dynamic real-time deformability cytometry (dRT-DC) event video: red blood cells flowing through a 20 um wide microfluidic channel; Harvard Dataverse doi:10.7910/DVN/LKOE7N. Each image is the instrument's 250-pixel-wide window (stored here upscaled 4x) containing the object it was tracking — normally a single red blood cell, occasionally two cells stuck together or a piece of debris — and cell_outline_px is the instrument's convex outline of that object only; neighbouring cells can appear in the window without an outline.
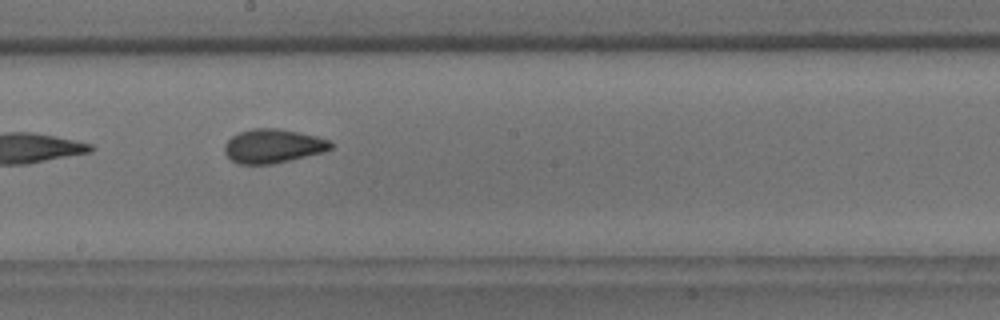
{"species": "common noctule bat (a hibernating species)", "species_latin": "Nyctalus noctula", "temperature_condition": "room temperature", "stored_images_in_passage": 8, "camera_frame_rate_fps": 3000, "um_per_image_px": 0.085, "animal": {"sex": "male", "body_mass_g": 18.8}, "frame": {"image": 1, "passage_image": 7, "time_ms": 6.667, "image_size_px": [1000, 320], "cell_outline_px": [[332, 148], [324, 152], [272, 164], [240, 164], [232, 160], [224, 152], [224, 144], [232, 136], [240, 132], [252, 128], [276, 128], [300, 132], [316, 136], [328, 140], [332, 144]], "centroid_in_image_um": [23.2, 12.41], "position_along_channel_um": 225.0, "area_um2": 20.92}}
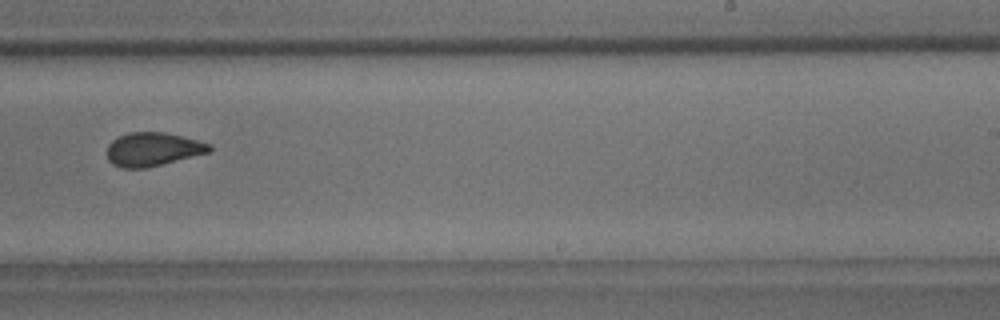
{"frame": {"image": 2, "passage_image": 8, "time_ms": 8.0, "image_size_px": [1000, 320], "cell_outline_px": [[212, 152], [148, 168], [120, 168], [112, 164], [108, 160], [108, 144], [112, 140], [128, 132], [164, 132], [212, 144]], "centroid_in_image_um": [13.01, 12.7], "position_along_channel_um": 276.0, "area_um2": 20.23}}